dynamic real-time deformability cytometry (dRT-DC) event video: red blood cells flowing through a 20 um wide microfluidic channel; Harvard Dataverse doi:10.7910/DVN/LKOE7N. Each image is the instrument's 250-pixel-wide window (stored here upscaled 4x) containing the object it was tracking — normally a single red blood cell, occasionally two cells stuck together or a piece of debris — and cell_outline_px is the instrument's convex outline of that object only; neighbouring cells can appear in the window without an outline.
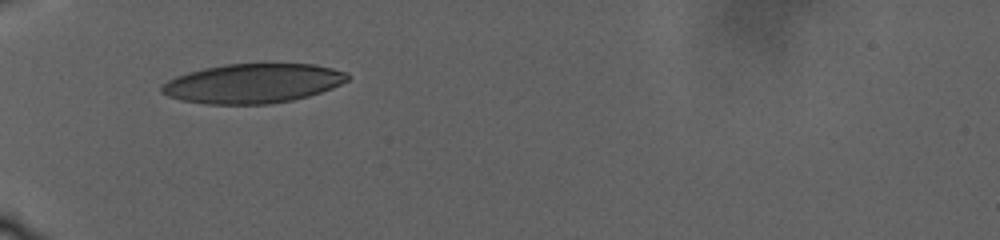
{"species": "human", "species_latin": "Homo sapiens", "temperature_condition": "warm", "stored_images_in_passage": 2, "camera_frame_rate_fps": 3000, "um_per_image_px": 0.085, "donor": {"sex": "male"}, "frame": {"image": 1, "passage_image": 1, "time_ms": 0.0, "image_size_px": [1000, 240], "cell_outline_px": [[352, 76], [348, 80], [332, 88], [308, 96], [292, 100], [268, 104], [204, 104], [180, 100], [168, 96], [160, 92], [160, 84], [176, 76], [188, 72], [204, 68], [224, 64], [264, 60], [268, 60], [316, 64], [348, 72]], "centroid_in_image_um": [21.52, 7.03], "position_along_channel_um": 63.5, "area_um2": 44.33}}